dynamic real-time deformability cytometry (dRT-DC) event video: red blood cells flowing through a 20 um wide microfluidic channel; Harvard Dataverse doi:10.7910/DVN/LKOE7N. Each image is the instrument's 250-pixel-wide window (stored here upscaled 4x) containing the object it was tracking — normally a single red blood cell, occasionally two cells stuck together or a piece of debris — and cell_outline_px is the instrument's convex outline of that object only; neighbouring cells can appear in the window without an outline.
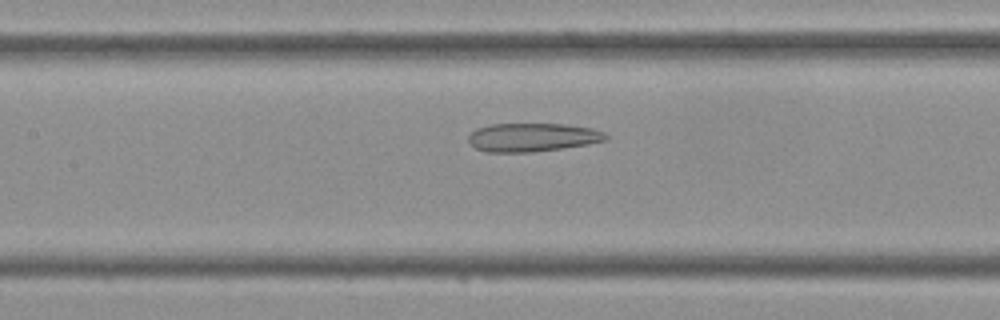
{"species": "Egyptian fruit bat (a non-hibernating species)", "species_latin": "Rousettus aegyptiacus", "temperature_condition": "cold", "stored_images_in_passage": 36, "camera_frame_rate_fps": 3000, "um_per_image_px": 0.085, "frame": {"image": 1, "passage_image": 12, "time_ms": 3.667, "image_size_px": [1000, 320], "cell_outline_px": [[608, 140], [588, 144], [564, 148], [532, 152], [488, 152], [476, 148], [468, 140], [468, 136], [476, 128], [492, 124], [564, 124], [592, 128], [604, 132], [608, 136]], "centroid_in_image_um": [45.28, 11.67], "position_along_channel_um": 162.1, "area_um2": 22.83}}
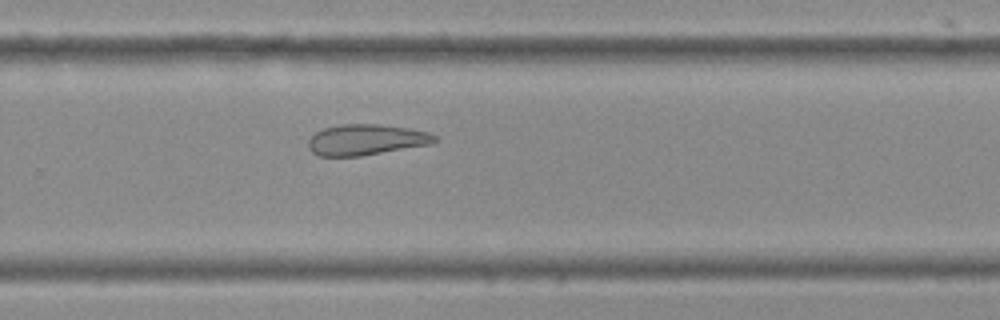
{"frame": {"image": 2, "passage_image": 21, "time_ms": 6.667, "image_size_px": [1000, 320], "cell_outline_px": [[440, 140], [432, 144], [360, 156], [320, 156], [312, 152], [308, 148], [308, 140], [316, 132], [324, 128], [340, 124], [380, 124], [408, 128], [428, 132], [436, 136]], "centroid_in_image_um": [31.14, 11.87], "position_along_channel_um": 298.7, "area_um2": 22.77}}
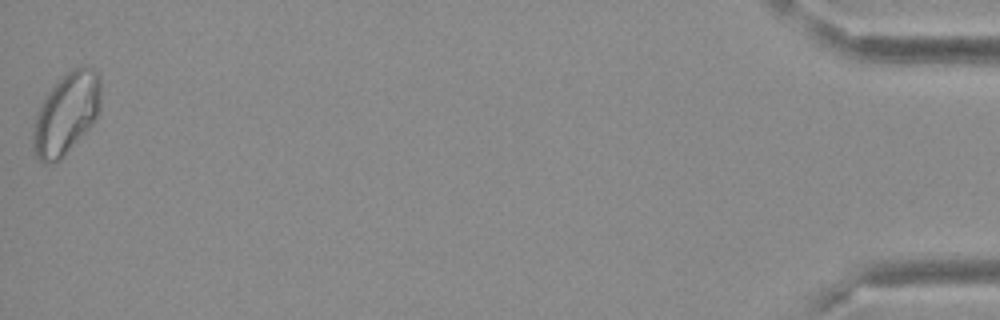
{"frame": {"image": 3, "passage_image": 36, "time_ms": 11.667, "image_size_px": [1000, 320], "cell_outline_px": [[100, 108], [92, 124], [60, 160], [44, 164], [36, 156], [32, 148], [32, 132], [36, 112], [48, 92], [60, 76], [76, 68], [88, 64], [100, 76]], "centroid_in_image_um": [5.61, 9.65], "position_along_channel_um": 429.6, "area_um2": 32.14}}